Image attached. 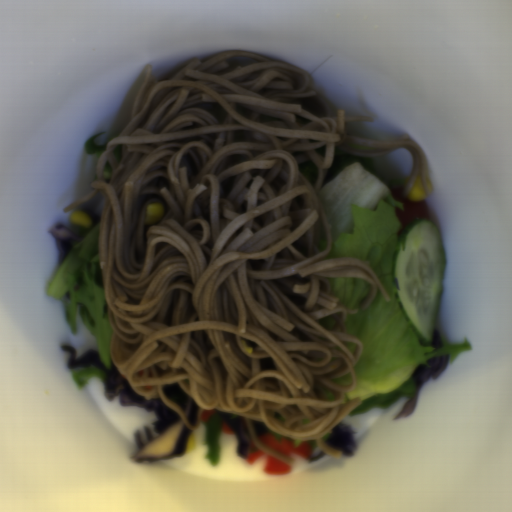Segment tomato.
Wrapping results in <instances>:
<instances>
[{"label":"tomato","mask_w":512,"mask_h":512,"mask_svg":"<svg viewBox=\"0 0 512 512\" xmlns=\"http://www.w3.org/2000/svg\"><path fill=\"white\" fill-rule=\"evenodd\" d=\"M395 199L403 203V207L395 208L397 218L402 223L401 229L398 233H402L405 226L414 220H428L429 209L426 200L411 199L407 196L401 187L400 189L391 192Z\"/></svg>","instance_id":"tomato-1"}]
</instances>
